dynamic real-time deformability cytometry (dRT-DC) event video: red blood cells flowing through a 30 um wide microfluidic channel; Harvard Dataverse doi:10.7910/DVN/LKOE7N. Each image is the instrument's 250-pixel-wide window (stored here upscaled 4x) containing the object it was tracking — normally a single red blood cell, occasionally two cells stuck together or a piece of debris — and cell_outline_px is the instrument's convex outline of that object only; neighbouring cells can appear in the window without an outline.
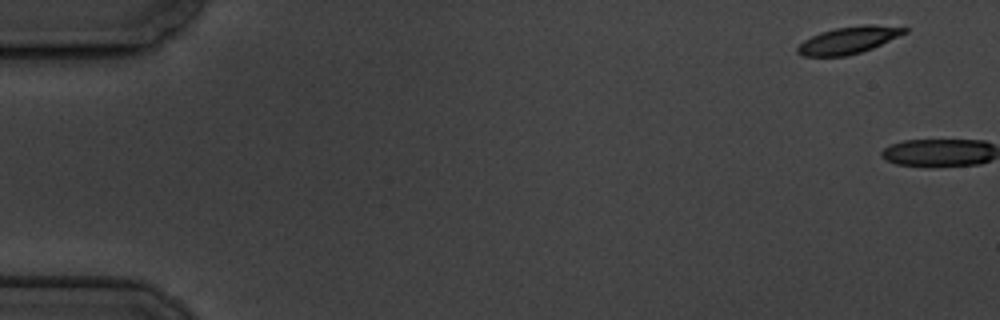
{"species": "common noctule bat (a hibernating species)", "species_latin": "Nyctalus noctula", "temperature_condition": "cold", "stored_images_in_passage": 2, "camera_frame_rate_fps": 3000, "um_per_image_px": 0.085, "animal": {"sex": "male", "body_mass_g": 19.5, "forearm_length_mm": 54.6}, "frame": {"image": 1, "passage_image": 1, "time_ms": 0.0, "image_size_px": [1000, 320], "cell_outline_px": [[908, 32], [872, 48], [848, 56], [804, 56], [796, 52], [796, 48], [804, 40], [820, 32], [836, 28], [864, 24], [876, 24], [908, 28]], "centroid_in_image_um": [72.13, 3.4], "position_along_channel_um": 12.9, "area_um2": 16.82}}